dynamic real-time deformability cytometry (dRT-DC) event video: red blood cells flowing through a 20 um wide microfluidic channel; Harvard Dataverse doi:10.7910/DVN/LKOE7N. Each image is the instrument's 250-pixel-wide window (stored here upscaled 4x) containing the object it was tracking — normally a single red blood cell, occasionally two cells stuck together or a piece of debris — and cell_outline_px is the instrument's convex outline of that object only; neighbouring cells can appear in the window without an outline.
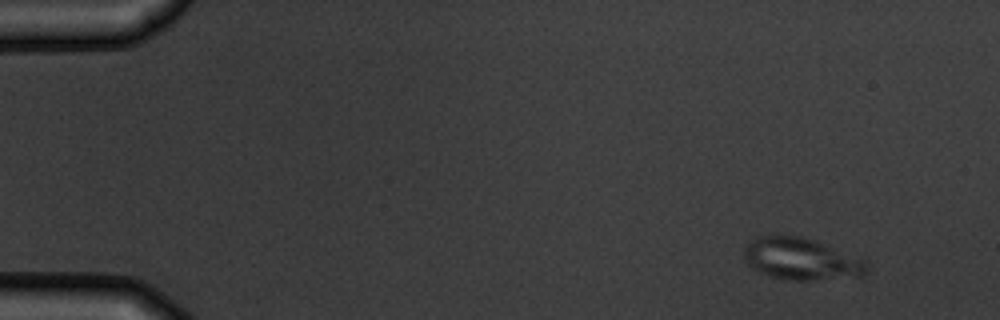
{"species": "common noctule bat (a hibernating species)", "species_latin": "Nyctalus noctula", "temperature_condition": "warm", "stored_images_in_passage": 7, "camera_frame_rate_fps": 3000, "um_per_image_px": 0.085, "animal": {"sex": "male", "body_mass_g": 19.5, "forearm_length_mm": 54.6}, "frame": {"image": 1, "passage_image": 1, "time_ms": 0.0, "image_size_px": [1000, 320], "cell_outline_px": [[868, 272], [864, 276], [808, 280], [784, 280], [760, 272], [752, 268], [744, 260], [744, 248], [756, 236], [800, 236], [860, 256], [868, 260]], "centroid_in_image_um": [68.16, 22.03], "position_along_channel_um": 16.8, "area_um2": 30.11}}